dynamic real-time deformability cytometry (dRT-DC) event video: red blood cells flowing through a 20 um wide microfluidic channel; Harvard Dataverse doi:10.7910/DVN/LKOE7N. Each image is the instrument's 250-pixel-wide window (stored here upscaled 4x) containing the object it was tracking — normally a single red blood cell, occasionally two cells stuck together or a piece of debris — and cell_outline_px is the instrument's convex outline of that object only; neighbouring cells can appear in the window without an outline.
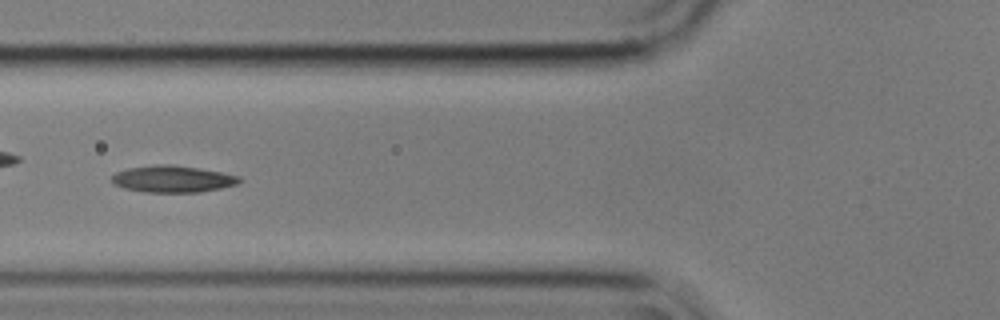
{"species": "common noctule bat (a hibernating species)", "species_latin": "Nyctalus noctula", "temperature_condition": "cold", "stored_images_in_passage": 9, "camera_frame_rate_fps": 3000, "um_per_image_px": 0.085, "animal": {"sex": "male", "body_mass_g": 17.9}, "frame": {"image": 1, "passage_image": 6, "time_ms": 1.667, "image_size_px": [1000, 320], "cell_outline_px": [[240, 180], [236, 184], [220, 188], [200, 192], [144, 192], [124, 188], [116, 184], [112, 180], [112, 176], [116, 172], [128, 168], [156, 164], [172, 164], [224, 172], [240, 176]], "centroid_in_image_um": [14.68, 15.2], "position_along_channel_um": 111.1, "area_um2": 19.83}}
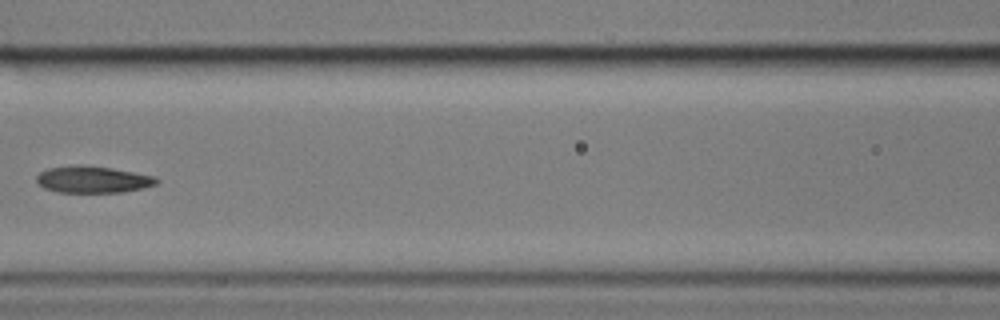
{"frame": {"image": 2, "passage_image": 7, "time_ms": 2.0, "image_size_px": [1000, 320], "cell_outline_px": [[160, 180], [156, 184], [144, 188], [124, 192], [56, 192], [44, 188], [36, 180], [36, 176], [40, 172], [48, 168], [80, 164], [84, 164], [112, 168], [156, 176]], "centroid_in_image_um": [7.91, 15.25], "position_along_channel_um": 158.7, "area_um2": 18.9}}
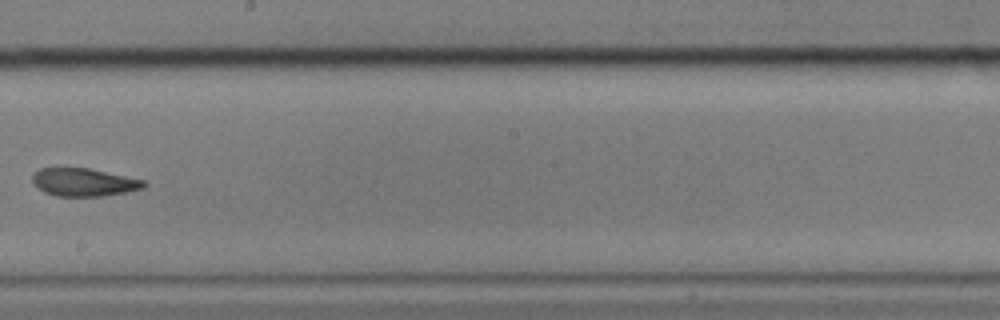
{"frame": {"image": 3, "passage_image": 9, "time_ms": 2.667, "image_size_px": [1000, 320], "cell_outline_px": [[148, 184], [144, 188], [104, 196], [56, 196], [44, 192], [36, 188], [32, 184], [32, 176], [40, 168], [88, 168], [144, 180]], "centroid_in_image_um": [7.1, 15.5], "position_along_channel_um": 241.1, "area_um2": 18.15}}